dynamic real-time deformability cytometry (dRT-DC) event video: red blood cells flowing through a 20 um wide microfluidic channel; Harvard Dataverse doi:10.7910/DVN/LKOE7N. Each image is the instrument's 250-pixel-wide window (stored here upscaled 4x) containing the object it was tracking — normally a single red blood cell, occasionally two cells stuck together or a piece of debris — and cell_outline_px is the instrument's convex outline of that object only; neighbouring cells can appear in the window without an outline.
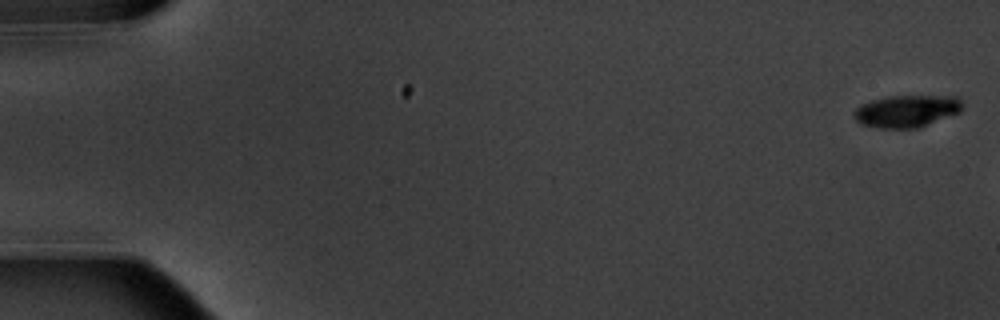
{"species": "common noctule bat (a hibernating species)", "species_latin": "Nyctalus noctula", "temperature_condition": "warm", "stored_images_in_passage": 3, "camera_frame_rate_fps": 3000, "um_per_image_px": 0.085, "animal": {"sex": "male", "body_mass_g": 20.1, "forearm_length_mm": 53.5}, "frame": {"image": 1, "passage_image": 1, "time_ms": 0.0, "image_size_px": [1000, 320], "cell_outline_px": [[964, 108], [960, 112], [920, 128], [876, 128], [860, 124], [852, 116], [852, 112], [860, 104], [868, 100], [888, 96], [960, 96], [964, 104]], "centroid_in_image_um": [77.07, 9.44], "position_along_channel_um": 7.9, "area_um2": 20.92}}